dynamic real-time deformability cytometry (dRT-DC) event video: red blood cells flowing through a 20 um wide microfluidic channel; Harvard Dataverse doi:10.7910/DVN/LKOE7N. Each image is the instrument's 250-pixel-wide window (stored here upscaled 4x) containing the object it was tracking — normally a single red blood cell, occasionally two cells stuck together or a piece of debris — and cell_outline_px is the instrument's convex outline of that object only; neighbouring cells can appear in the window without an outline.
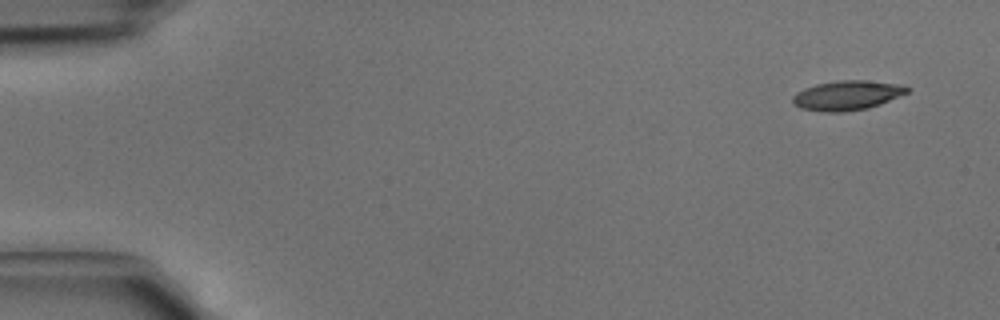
{"species": "common noctule bat (a hibernating species)", "species_latin": "Nyctalus noctula", "temperature_condition": "cold", "stored_images_in_passage": 4, "camera_frame_rate_fps": 3000, "um_per_image_px": 0.085, "animal": {"sex": "male", "body_mass_g": 15.6}, "frame": {"image": 1, "passage_image": 1, "time_ms": 0.0, "image_size_px": [1000, 320], "cell_outline_px": [[912, 88], [908, 92], [880, 104], [868, 108], [844, 112], [824, 112], [800, 108], [792, 104], [792, 96], [796, 92], [804, 88], [816, 84], [836, 80], [864, 80], [904, 84]], "centroid_in_image_um": [72.0, 8.1], "position_along_channel_um": 13.0, "area_um2": 20.0}}
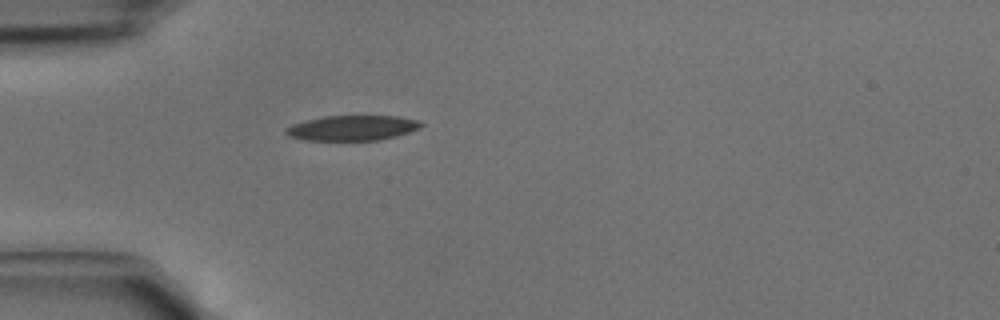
{"frame": {"image": 2, "passage_image": 4, "time_ms": 1.0, "image_size_px": [1000, 320], "cell_outline_px": [[424, 124], [420, 128], [396, 136], [380, 140], [304, 140], [288, 136], [284, 132], [284, 128], [292, 124], [324, 116], [396, 116], [420, 120]], "centroid_in_image_um": [29.94, 10.87], "position_along_channel_um": 55.1, "area_um2": 19.83}}